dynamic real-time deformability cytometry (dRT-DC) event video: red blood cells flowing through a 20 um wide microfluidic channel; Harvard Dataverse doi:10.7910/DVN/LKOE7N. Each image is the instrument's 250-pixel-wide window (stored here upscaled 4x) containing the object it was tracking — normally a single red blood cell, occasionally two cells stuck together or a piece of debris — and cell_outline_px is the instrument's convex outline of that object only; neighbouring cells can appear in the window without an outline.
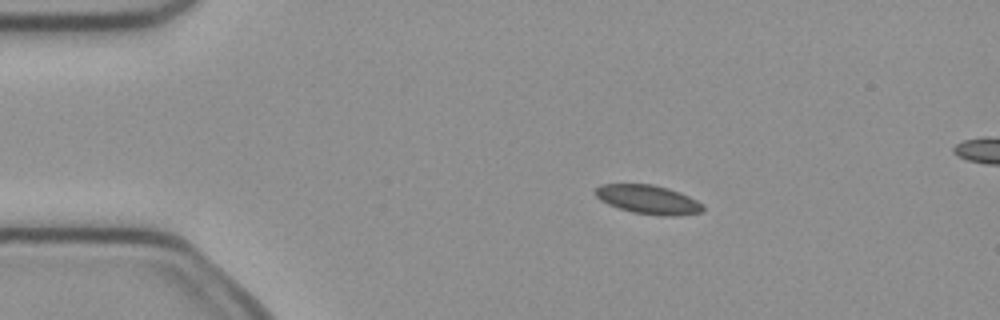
{"species": "common noctule bat (a hibernating species)", "species_latin": "Nyctalus noctula", "temperature_condition": "cold", "stored_images_in_passage": 5, "segment_of_instrument_passage": [1, 2], "camera_frame_rate_fps": 3000, "um_per_image_px": 0.085, "animal": {"sex": "female", "body_mass_g": 21.9}, "frame": {"image": 1, "passage_image": 3, "time_ms": 0.667, "image_size_px": [1000, 320], "cell_outline_px": [[704, 212], [672, 216], [660, 216], [632, 212], [608, 204], [600, 200], [596, 196], [596, 188], [600, 184], [652, 184], [668, 188], [680, 192], [704, 204]], "centroid_in_image_um": [55.13, 16.96], "position_along_channel_um": 29.9, "area_um2": 18.15}}